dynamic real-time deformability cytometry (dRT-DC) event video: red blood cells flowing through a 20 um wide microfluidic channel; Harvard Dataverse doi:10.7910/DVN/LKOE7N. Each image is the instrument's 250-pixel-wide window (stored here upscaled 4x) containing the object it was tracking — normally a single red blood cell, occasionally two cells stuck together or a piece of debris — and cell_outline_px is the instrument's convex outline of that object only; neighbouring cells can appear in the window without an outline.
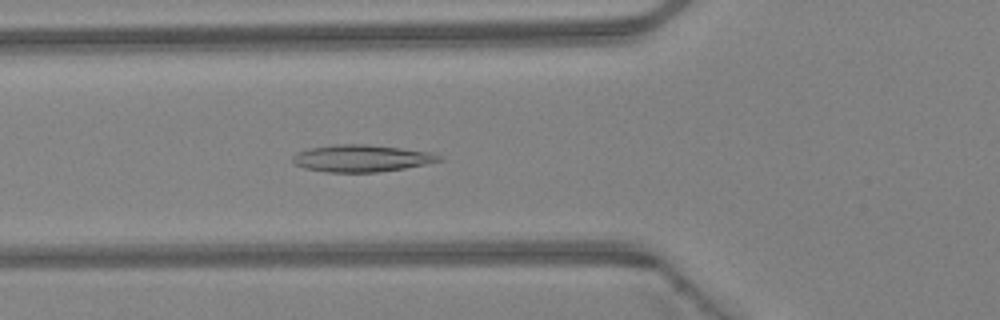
{"species": "Egyptian fruit bat (a non-hibernating species)", "species_latin": "Rousettus aegyptiacus", "temperature_condition": "warm", "stored_images_in_passage": 46, "camera_frame_rate_fps": 3000, "um_per_image_px": 0.085, "animal": {"sex": "female"}, "frame": {"image": 1, "passage_image": 17, "time_ms": 5.333, "image_size_px": [1000, 320], "cell_outline_px": [[444, 160], [404, 168], [376, 172], [328, 172], [304, 168], [292, 164], [292, 156], [308, 148], [336, 144], [368, 144], [432, 152], [440, 156]], "centroid_in_image_um": [30.71, 13.45], "position_along_channel_um": 95.1, "area_um2": 23.0}}
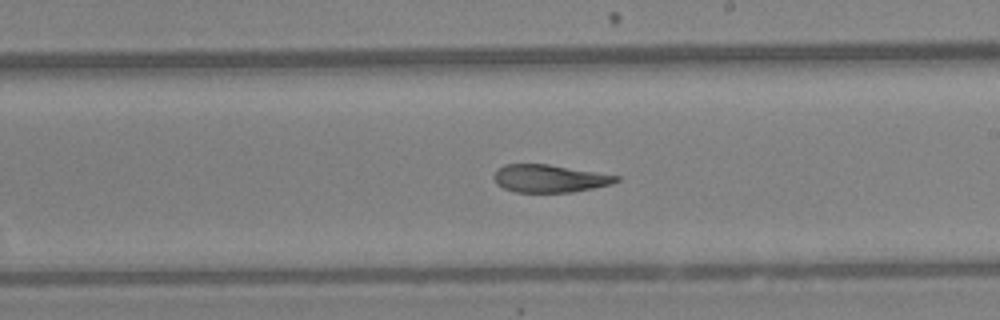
{"frame": {"image": 2, "passage_image": 27, "time_ms": 8.667, "image_size_px": [1000, 320], "cell_outline_px": [[620, 180], [612, 184], [572, 192], [516, 192], [504, 188], [496, 184], [492, 176], [496, 168], [504, 164], [548, 164], [620, 176]], "centroid_in_image_um": [46.67, 15.16], "position_along_channel_um": 242.3, "area_um2": 19.83}}
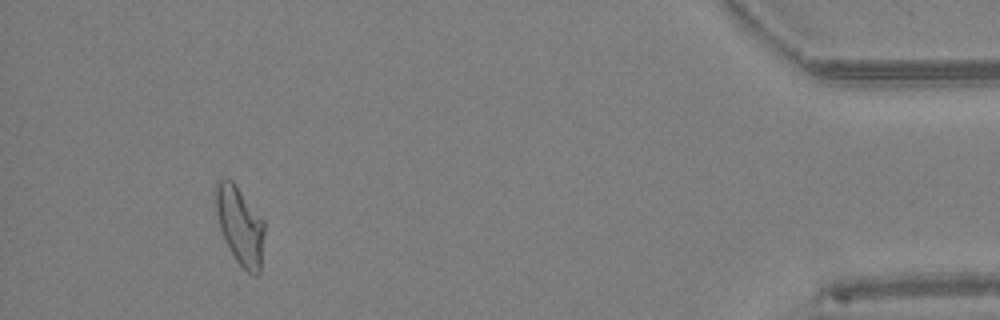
{"frame": {"image": 3, "passage_image": 43, "time_ms": 14.0, "image_size_px": [1000, 320], "cell_outline_px": [[264, 232], [260, 272], [256, 276], [252, 276], [236, 260], [220, 228], [216, 212], [216, 180], [232, 180], [236, 184], [264, 220]], "centroid_in_image_um": [20.42, 19.17], "position_along_channel_um": 414.8, "area_um2": 21.79}, "authors_computed_cell_mechanics": {"area_um2": 22.1663, "velocity_mm_per_s": 4.4386, "shape_relaxation_time_tau1_ms": null, "shape_relaxation_time_tau2_ms": 2.6837, "deformation_change_tau1": null, "deformation_change_tau2": 0.1055}}